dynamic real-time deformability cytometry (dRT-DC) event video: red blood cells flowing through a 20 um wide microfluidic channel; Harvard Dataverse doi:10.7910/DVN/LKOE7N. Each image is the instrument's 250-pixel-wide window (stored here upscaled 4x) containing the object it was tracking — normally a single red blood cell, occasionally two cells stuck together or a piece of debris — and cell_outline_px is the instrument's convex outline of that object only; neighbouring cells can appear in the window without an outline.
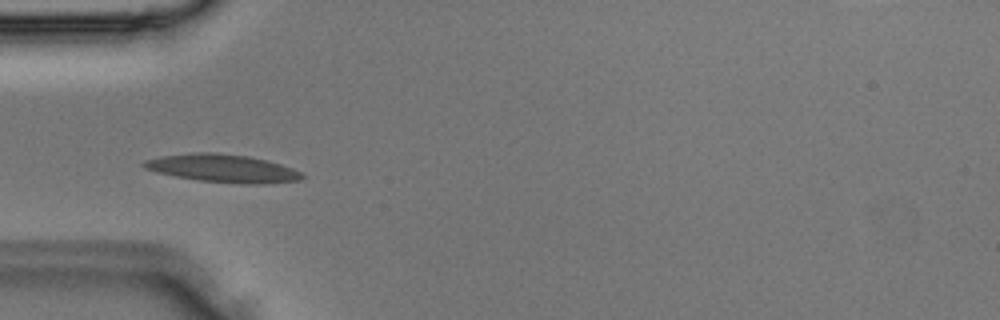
{"species": "Egyptian fruit bat (a non-hibernating species)", "species_latin": "Rousettus aegyptiacus", "temperature_condition": "room temperature", "stored_images_in_passage": 4, "camera_frame_rate_fps": 3000, "um_per_image_px": 0.085, "animal": {"sex": "male"}, "frame": {"image": 1, "passage_image": 3, "time_ms": 0.667, "image_size_px": [1000, 320], "cell_outline_px": [[304, 176], [300, 180], [260, 184], [252, 184], [200, 180], [176, 176], [156, 172], [144, 168], [140, 164], [144, 160], [160, 156], [196, 152], [212, 152], [248, 156], [268, 160], [292, 168], [300, 172]], "centroid_in_image_um": [18.9, 14.29], "position_along_channel_um": 66.1, "area_um2": 25.55}}